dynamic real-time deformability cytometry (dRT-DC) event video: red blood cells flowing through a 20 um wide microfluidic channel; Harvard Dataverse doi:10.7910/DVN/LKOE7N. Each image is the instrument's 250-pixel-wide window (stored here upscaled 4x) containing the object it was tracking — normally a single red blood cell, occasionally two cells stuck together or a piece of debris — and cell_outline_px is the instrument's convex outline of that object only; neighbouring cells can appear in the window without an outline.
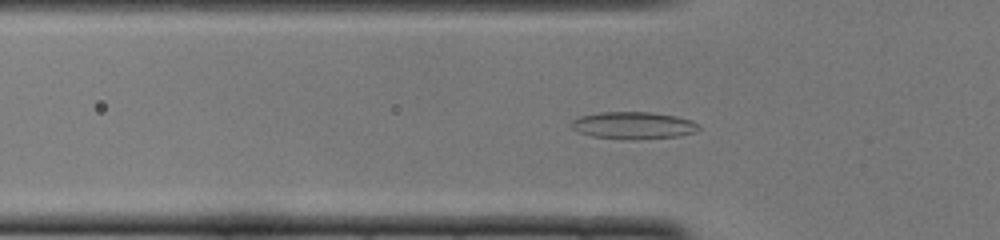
{"species": "common noctule bat (a hibernating species)", "species_latin": "Nyctalus noctula", "temperature_condition": "cold", "stored_images_in_passage": 42, "camera_frame_rate_fps": 3000, "um_per_image_px": 0.085, "animal": {"sex": "female", "body_mass_g": 22.0, "forearm_length_mm": 56.7}, "frame": {"image": 1, "passage_image": 8, "time_ms": 2.333, "image_size_px": [1000, 240], "cell_outline_px": [[700, 128], [696, 132], [680, 136], [636, 140], [632, 140], [592, 136], [580, 132], [572, 128], [572, 120], [580, 116], [600, 112], [652, 112], [676, 116], [692, 120], [700, 124]], "centroid_in_image_um": [53.9, 10.66], "position_along_channel_um": 71.9, "area_um2": 20.35}}
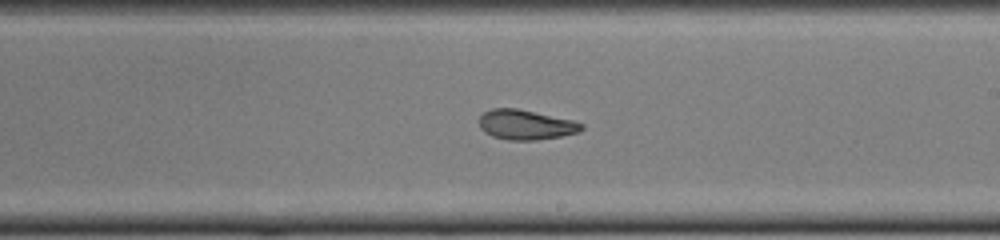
{"frame": {"image": 2, "passage_image": 21, "time_ms": 6.667, "image_size_px": [1000, 240], "cell_outline_px": [[584, 128], [580, 132], [560, 136], [536, 140], [508, 140], [492, 136], [484, 132], [480, 128], [480, 116], [484, 112], [492, 108], [516, 108], [572, 120], [584, 124]], "centroid_in_image_um": [44.69, 10.6], "position_along_channel_um": 244.3, "area_um2": 17.74}}
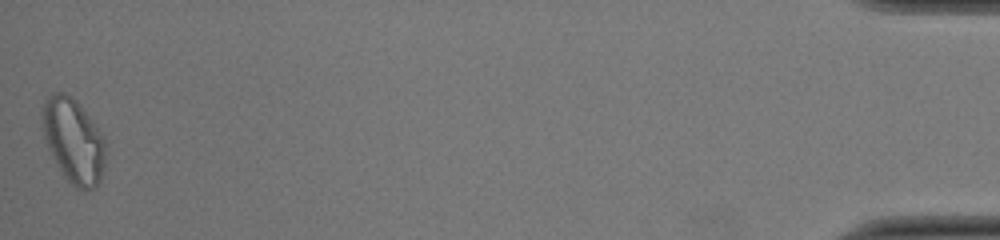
{"frame": {"image": 3, "passage_image": 42, "time_ms": 13.667, "image_size_px": [1000, 240], "cell_outline_px": [[104, 164], [100, 180], [96, 188], [76, 188], [64, 176], [56, 164], [48, 148], [44, 136], [44, 100], [48, 96], [56, 92], [64, 92], [76, 100], [104, 136]], "centroid_in_image_um": [6.26, 11.97], "position_along_channel_um": 428.9, "area_um2": 30.4}, "authors_computed_cell_mechanics": {"area_um2": 18.7561, "velocity_mm_per_s": 3.9811, "shape_relaxation_time_tau1_ms": 7.2392, "shape_relaxation_time_tau2_ms": 3.7733, "deformation_change_tau1": 0.2075, "deformation_change_tau2": 0.1027}}